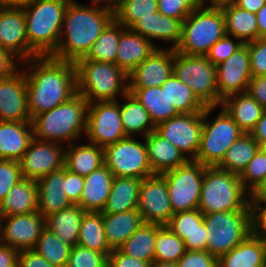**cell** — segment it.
Masks as SVG:
<instances>
[{
	"instance_id": "cell-31",
	"label": "cell",
	"mask_w": 266,
	"mask_h": 267,
	"mask_svg": "<svg viewBox=\"0 0 266 267\" xmlns=\"http://www.w3.org/2000/svg\"><path fill=\"white\" fill-rule=\"evenodd\" d=\"M220 106L232 117L239 129L246 134L253 130L266 110L247 92L225 97Z\"/></svg>"
},
{
	"instance_id": "cell-32",
	"label": "cell",
	"mask_w": 266,
	"mask_h": 267,
	"mask_svg": "<svg viewBox=\"0 0 266 267\" xmlns=\"http://www.w3.org/2000/svg\"><path fill=\"white\" fill-rule=\"evenodd\" d=\"M64 167L82 177L104 165V148L95 144H75L65 146Z\"/></svg>"
},
{
	"instance_id": "cell-59",
	"label": "cell",
	"mask_w": 266,
	"mask_h": 267,
	"mask_svg": "<svg viewBox=\"0 0 266 267\" xmlns=\"http://www.w3.org/2000/svg\"><path fill=\"white\" fill-rule=\"evenodd\" d=\"M17 267H56L51 265L41 255L37 254L33 249L21 250L18 255Z\"/></svg>"
},
{
	"instance_id": "cell-22",
	"label": "cell",
	"mask_w": 266,
	"mask_h": 267,
	"mask_svg": "<svg viewBox=\"0 0 266 267\" xmlns=\"http://www.w3.org/2000/svg\"><path fill=\"white\" fill-rule=\"evenodd\" d=\"M166 226L184 241L186 250L207 251L204 214L198 208L173 214Z\"/></svg>"
},
{
	"instance_id": "cell-46",
	"label": "cell",
	"mask_w": 266,
	"mask_h": 267,
	"mask_svg": "<svg viewBox=\"0 0 266 267\" xmlns=\"http://www.w3.org/2000/svg\"><path fill=\"white\" fill-rule=\"evenodd\" d=\"M158 11L157 0H118L114 19L125 28H131L138 20Z\"/></svg>"
},
{
	"instance_id": "cell-20",
	"label": "cell",
	"mask_w": 266,
	"mask_h": 267,
	"mask_svg": "<svg viewBox=\"0 0 266 267\" xmlns=\"http://www.w3.org/2000/svg\"><path fill=\"white\" fill-rule=\"evenodd\" d=\"M173 73V49L157 48L128 74V88L161 87Z\"/></svg>"
},
{
	"instance_id": "cell-14",
	"label": "cell",
	"mask_w": 266,
	"mask_h": 267,
	"mask_svg": "<svg viewBox=\"0 0 266 267\" xmlns=\"http://www.w3.org/2000/svg\"><path fill=\"white\" fill-rule=\"evenodd\" d=\"M203 129V112L178 114L160 122L155 131L172 143L187 160H195Z\"/></svg>"
},
{
	"instance_id": "cell-47",
	"label": "cell",
	"mask_w": 266,
	"mask_h": 267,
	"mask_svg": "<svg viewBox=\"0 0 266 267\" xmlns=\"http://www.w3.org/2000/svg\"><path fill=\"white\" fill-rule=\"evenodd\" d=\"M239 177L250 194L257 193L266 183V155L258 150Z\"/></svg>"
},
{
	"instance_id": "cell-37",
	"label": "cell",
	"mask_w": 266,
	"mask_h": 267,
	"mask_svg": "<svg viewBox=\"0 0 266 267\" xmlns=\"http://www.w3.org/2000/svg\"><path fill=\"white\" fill-rule=\"evenodd\" d=\"M125 100L120 103V114L123 129L127 136L134 137L140 133L143 138L155 130L146 108L130 92L122 96Z\"/></svg>"
},
{
	"instance_id": "cell-8",
	"label": "cell",
	"mask_w": 266,
	"mask_h": 267,
	"mask_svg": "<svg viewBox=\"0 0 266 267\" xmlns=\"http://www.w3.org/2000/svg\"><path fill=\"white\" fill-rule=\"evenodd\" d=\"M220 108L222 110L211 122L208 117L216 110V106H207L203 111V129L194 161L205 166H217L232 144L243 134L226 110Z\"/></svg>"
},
{
	"instance_id": "cell-52",
	"label": "cell",
	"mask_w": 266,
	"mask_h": 267,
	"mask_svg": "<svg viewBox=\"0 0 266 267\" xmlns=\"http://www.w3.org/2000/svg\"><path fill=\"white\" fill-rule=\"evenodd\" d=\"M233 38V40H232ZM234 37L225 35L223 38L219 39L210 49L206 57L216 66L219 63L228 59L232 54L239 49L243 43L236 39L234 42Z\"/></svg>"
},
{
	"instance_id": "cell-43",
	"label": "cell",
	"mask_w": 266,
	"mask_h": 267,
	"mask_svg": "<svg viewBox=\"0 0 266 267\" xmlns=\"http://www.w3.org/2000/svg\"><path fill=\"white\" fill-rule=\"evenodd\" d=\"M125 27L113 19L102 31L87 54L78 60H93L116 64L120 33Z\"/></svg>"
},
{
	"instance_id": "cell-26",
	"label": "cell",
	"mask_w": 266,
	"mask_h": 267,
	"mask_svg": "<svg viewBox=\"0 0 266 267\" xmlns=\"http://www.w3.org/2000/svg\"><path fill=\"white\" fill-rule=\"evenodd\" d=\"M33 139L31 122L0 121V159L19 161Z\"/></svg>"
},
{
	"instance_id": "cell-11",
	"label": "cell",
	"mask_w": 266,
	"mask_h": 267,
	"mask_svg": "<svg viewBox=\"0 0 266 267\" xmlns=\"http://www.w3.org/2000/svg\"><path fill=\"white\" fill-rule=\"evenodd\" d=\"M207 166L194 160L168 170L166 180L173 214L198 208L204 172Z\"/></svg>"
},
{
	"instance_id": "cell-38",
	"label": "cell",
	"mask_w": 266,
	"mask_h": 267,
	"mask_svg": "<svg viewBox=\"0 0 266 267\" xmlns=\"http://www.w3.org/2000/svg\"><path fill=\"white\" fill-rule=\"evenodd\" d=\"M128 92L146 108L155 126L178 115L173 105L168 102L164 89L159 86L128 88Z\"/></svg>"
},
{
	"instance_id": "cell-40",
	"label": "cell",
	"mask_w": 266,
	"mask_h": 267,
	"mask_svg": "<svg viewBox=\"0 0 266 267\" xmlns=\"http://www.w3.org/2000/svg\"><path fill=\"white\" fill-rule=\"evenodd\" d=\"M78 245L104 253L107 257L112 252L103 229V213L86 211L80 224Z\"/></svg>"
},
{
	"instance_id": "cell-7",
	"label": "cell",
	"mask_w": 266,
	"mask_h": 267,
	"mask_svg": "<svg viewBox=\"0 0 266 267\" xmlns=\"http://www.w3.org/2000/svg\"><path fill=\"white\" fill-rule=\"evenodd\" d=\"M225 35L222 9L200 4L184 19L181 40L175 51L206 56L211 47Z\"/></svg>"
},
{
	"instance_id": "cell-48",
	"label": "cell",
	"mask_w": 266,
	"mask_h": 267,
	"mask_svg": "<svg viewBox=\"0 0 266 267\" xmlns=\"http://www.w3.org/2000/svg\"><path fill=\"white\" fill-rule=\"evenodd\" d=\"M108 257L104 253L75 245L71 248L66 267H107Z\"/></svg>"
},
{
	"instance_id": "cell-9",
	"label": "cell",
	"mask_w": 266,
	"mask_h": 267,
	"mask_svg": "<svg viewBox=\"0 0 266 267\" xmlns=\"http://www.w3.org/2000/svg\"><path fill=\"white\" fill-rule=\"evenodd\" d=\"M207 251L217 259L252 234L251 210L204 214Z\"/></svg>"
},
{
	"instance_id": "cell-61",
	"label": "cell",
	"mask_w": 266,
	"mask_h": 267,
	"mask_svg": "<svg viewBox=\"0 0 266 267\" xmlns=\"http://www.w3.org/2000/svg\"><path fill=\"white\" fill-rule=\"evenodd\" d=\"M249 134L258 142V144L261 141H266V110Z\"/></svg>"
},
{
	"instance_id": "cell-45",
	"label": "cell",
	"mask_w": 266,
	"mask_h": 267,
	"mask_svg": "<svg viewBox=\"0 0 266 267\" xmlns=\"http://www.w3.org/2000/svg\"><path fill=\"white\" fill-rule=\"evenodd\" d=\"M184 241L166 225L156 224L154 261L177 262L186 252Z\"/></svg>"
},
{
	"instance_id": "cell-29",
	"label": "cell",
	"mask_w": 266,
	"mask_h": 267,
	"mask_svg": "<svg viewBox=\"0 0 266 267\" xmlns=\"http://www.w3.org/2000/svg\"><path fill=\"white\" fill-rule=\"evenodd\" d=\"M148 161L154 174L184 165L188 160L172 143L159 135L155 130L144 137Z\"/></svg>"
},
{
	"instance_id": "cell-65",
	"label": "cell",
	"mask_w": 266,
	"mask_h": 267,
	"mask_svg": "<svg viewBox=\"0 0 266 267\" xmlns=\"http://www.w3.org/2000/svg\"><path fill=\"white\" fill-rule=\"evenodd\" d=\"M236 1L237 0H200V4L210 8H222L228 5L235 4Z\"/></svg>"
},
{
	"instance_id": "cell-27",
	"label": "cell",
	"mask_w": 266,
	"mask_h": 267,
	"mask_svg": "<svg viewBox=\"0 0 266 267\" xmlns=\"http://www.w3.org/2000/svg\"><path fill=\"white\" fill-rule=\"evenodd\" d=\"M114 175L104 164L84 177L83 192L77 203L84 211L102 212L109 197Z\"/></svg>"
},
{
	"instance_id": "cell-12",
	"label": "cell",
	"mask_w": 266,
	"mask_h": 267,
	"mask_svg": "<svg viewBox=\"0 0 266 267\" xmlns=\"http://www.w3.org/2000/svg\"><path fill=\"white\" fill-rule=\"evenodd\" d=\"M104 164L114 177H134L143 180L153 175L145 141L128 136L104 147Z\"/></svg>"
},
{
	"instance_id": "cell-23",
	"label": "cell",
	"mask_w": 266,
	"mask_h": 267,
	"mask_svg": "<svg viewBox=\"0 0 266 267\" xmlns=\"http://www.w3.org/2000/svg\"><path fill=\"white\" fill-rule=\"evenodd\" d=\"M183 21L167 17L161 12L152 13L138 20L130 29L154 44L153 39L172 42L171 49H176L182 36Z\"/></svg>"
},
{
	"instance_id": "cell-58",
	"label": "cell",
	"mask_w": 266,
	"mask_h": 267,
	"mask_svg": "<svg viewBox=\"0 0 266 267\" xmlns=\"http://www.w3.org/2000/svg\"><path fill=\"white\" fill-rule=\"evenodd\" d=\"M246 92L266 109V75L251 78Z\"/></svg>"
},
{
	"instance_id": "cell-67",
	"label": "cell",
	"mask_w": 266,
	"mask_h": 267,
	"mask_svg": "<svg viewBox=\"0 0 266 267\" xmlns=\"http://www.w3.org/2000/svg\"><path fill=\"white\" fill-rule=\"evenodd\" d=\"M152 267H178L177 262L153 261Z\"/></svg>"
},
{
	"instance_id": "cell-35",
	"label": "cell",
	"mask_w": 266,
	"mask_h": 267,
	"mask_svg": "<svg viewBox=\"0 0 266 267\" xmlns=\"http://www.w3.org/2000/svg\"><path fill=\"white\" fill-rule=\"evenodd\" d=\"M142 180L134 177H114L111 191L102 213H119L138 208Z\"/></svg>"
},
{
	"instance_id": "cell-6",
	"label": "cell",
	"mask_w": 266,
	"mask_h": 267,
	"mask_svg": "<svg viewBox=\"0 0 266 267\" xmlns=\"http://www.w3.org/2000/svg\"><path fill=\"white\" fill-rule=\"evenodd\" d=\"M250 193L238 174L207 166L201 186L198 209L203 214L250 210Z\"/></svg>"
},
{
	"instance_id": "cell-36",
	"label": "cell",
	"mask_w": 266,
	"mask_h": 267,
	"mask_svg": "<svg viewBox=\"0 0 266 267\" xmlns=\"http://www.w3.org/2000/svg\"><path fill=\"white\" fill-rule=\"evenodd\" d=\"M226 35L239 39L243 44L259 38L256 14L235 4L222 7Z\"/></svg>"
},
{
	"instance_id": "cell-16",
	"label": "cell",
	"mask_w": 266,
	"mask_h": 267,
	"mask_svg": "<svg viewBox=\"0 0 266 267\" xmlns=\"http://www.w3.org/2000/svg\"><path fill=\"white\" fill-rule=\"evenodd\" d=\"M56 142L33 139L19 160L22 178L38 181L64 167L65 146Z\"/></svg>"
},
{
	"instance_id": "cell-64",
	"label": "cell",
	"mask_w": 266,
	"mask_h": 267,
	"mask_svg": "<svg viewBox=\"0 0 266 267\" xmlns=\"http://www.w3.org/2000/svg\"><path fill=\"white\" fill-rule=\"evenodd\" d=\"M34 0H0V7L4 8H25Z\"/></svg>"
},
{
	"instance_id": "cell-1",
	"label": "cell",
	"mask_w": 266,
	"mask_h": 267,
	"mask_svg": "<svg viewBox=\"0 0 266 267\" xmlns=\"http://www.w3.org/2000/svg\"><path fill=\"white\" fill-rule=\"evenodd\" d=\"M22 65L31 119L67 102L77 93L75 62L37 56Z\"/></svg>"
},
{
	"instance_id": "cell-56",
	"label": "cell",
	"mask_w": 266,
	"mask_h": 267,
	"mask_svg": "<svg viewBox=\"0 0 266 267\" xmlns=\"http://www.w3.org/2000/svg\"><path fill=\"white\" fill-rule=\"evenodd\" d=\"M107 267H152L151 262L141 261L114 249L108 255Z\"/></svg>"
},
{
	"instance_id": "cell-28",
	"label": "cell",
	"mask_w": 266,
	"mask_h": 267,
	"mask_svg": "<svg viewBox=\"0 0 266 267\" xmlns=\"http://www.w3.org/2000/svg\"><path fill=\"white\" fill-rule=\"evenodd\" d=\"M217 267H266V244L250 234L230 252L217 259Z\"/></svg>"
},
{
	"instance_id": "cell-15",
	"label": "cell",
	"mask_w": 266,
	"mask_h": 267,
	"mask_svg": "<svg viewBox=\"0 0 266 267\" xmlns=\"http://www.w3.org/2000/svg\"><path fill=\"white\" fill-rule=\"evenodd\" d=\"M138 212L144 223L166 225L173 215L166 180L153 174L142 180L139 188Z\"/></svg>"
},
{
	"instance_id": "cell-57",
	"label": "cell",
	"mask_w": 266,
	"mask_h": 267,
	"mask_svg": "<svg viewBox=\"0 0 266 267\" xmlns=\"http://www.w3.org/2000/svg\"><path fill=\"white\" fill-rule=\"evenodd\" d=\"M22 62L8 50L0 47V80L13 76Z\"/></svg>"
},
{
	"instance_id": "cell-51",
	"label": "cell",
	"mask_w": 266,
	"mask_h": 267,
	"mask_svg": "<svg viewBox=\"0 0 266 267\" xmlns=\"http://www.w3.org/2000/svg\"><path fill=\"white\" fill-rule=\"evenodd\" d=\"M246 44L250 55L252 78L266 75V40L264 38H258Z\"/></svg>"
},
{
	"instance_id": "cell-2",
	"label": "cell",
	"mask_w": 266,
	"mask_h": 267,
	"mask_svg": "<svg viewBox=\"0 0 266 267\" xmlns=\"http://www.w3.org/2000/svg\"><path fill=\"white\" fill-rule=\"evenodd\" d=\"M114 19V9L71 0L64 14L59 44L51 57L76 62L83 58Z\"/></svg>"
},
{
	"instance_id": "cell-18",
	"label": "cell",
	"mask_w": 266,
	"mask_h": 267,
	"mask_svg": "<svg viewBox=\"0 0 266 267\" xmlns=\"http://www.w3.org/2000/svg\"><path fill=\"white\" fill-rule=\"evenodd\" d=\"M252 75L247 44H243L228 59L216 65V84L219 96L246 92Z\"/></svg>"
},
{
	"instance_id": "cell-50",
	"label": "cell",
	"mask_w": 266,
	"mask_h": 267,
	"mask_svg": "<svg viewBox=\"0 0 266 267\" xmlns=\"http://www.w3.org/2000/svg\"><path fill=\"white\" fill-rule=\"evenodd\" d=\"M22 179L19 161L0 159V201Z\"/></svg>"
},
{
	"instance_id": "cell-53",
	"label": "cell",
	"mask_w": 266,
	"mask_h": 267,
	"mask_svg": "<svg viewBox=\"0 0 266 267\" xmlns=\"http://www.w3.org/2000/svg\"><path fill=\"white\" fill-rule=\"evenodd\" d=\"M265 204V205H263ZM252 234L266 237V201L256 193L250 195Z\"/></svg>"
},
{
	"instance_id": "cell-69",
	"label": "cell",
	"mask_w": 266,
	"mask_h": 267,
	"mask_svg": "<svg viewBox=\"0 0 266 267\" xmlns=\"http://www.w3.org/2000/svg\"><path fill=\"white\" fill-rule=\"evenodd\" d=\"M258 146L259 150L266 155V141H261Z\"/></svg>"
},
{
	"instance_id": "cell-42",
	"label": "cell",
	"mask_w": 266,
	"mask_h": 267,
	"mask_svg": "<svg viewBox=\"0 0 266 267\" xmlns=\"http://www.w3.org/2000/svg\"><path fill=\"white\" fill-rule=\"evenodd\" d=\"M156 223H144L118 248L122 253L141 261L153 262Z\"/></svg>"
},
{
	"instance_id": "cell-3",
	"label": "cell",
	"mask_w": 266,
	"mask_h": 267,
	"mask_svg": "<svg viewBox=\"0 0 266 267\" xmlns=\"http://www.w3.org/2000/svg\"><path fill=\"white\" fill-rule=\"evenodd\" d=\"M88 104L81 94L76 93L58 107L34 116L31 119L34 138L72 144L86 132Z\"/></svg>"
},
{
	"instance_id": "cell-25",
	"label": "cell",
	"mask_w": 266,
	"mask_h": 267,
	"mask_svg": "<svg viewBox=\"0 0 266 267\" xmlns=\"http://www.w3.org/2000/svg\"><path fill=\"white\" fill-rule=\"evenodd\" d=\"M157 48V45L142 35L124 28L120 33L116 64L128 75Z\"/></svg>"
},
{
	"instance_id": "cell-68",
	"label": "cell",
	"mask_w": 266,
	"mask_h": 267,
	"mask_svg": "<svg viewBox=\"0 0 266 267\" xmlns=\"http://www.w3.org/2000/svg\"><path fill=\"white\" fill-rule=\"evenodd\" d=\"M262 200L266 201V183L256 193Z\"/></svg>"
},
{
	"instance_id": "cell-66",
	"label": "cell",
	"mask_w": 266,
	"mask_h": 267,
	"mask_svg": "<svg viewBox=\"0 0 266 267\" xmlns=\"http://www.w3.org/2000/svg\"><path fill=\"white\" fill-rule=\"evenodd\" d=\"M117 1L118 0H91V5L93 4L94 6L99 7V5L104 2L102 7L114 9L117 5Z\"/></svg>"
},
{
	"instance_id": "cell-41",
	"label": "cell",
	"mask_w": 266,
	"mask_h": 267,
	"mask_svg": "<svg viewBox=\"0 0 266 267\" xmlns=\"http://www.w3.org/2000/svg\"><path fill=\"white\" fill-rule=\"evenodd\" d=\"M259 150L258 142L243 133L228 149L218 168L240 175Z\"/></svg>"
},
{
	"instance_id": "cell-5",
	"label": "cell",
	"mask_w": 266,
	"mask_h": 267,
	"mask_svg": "<svg viewBox=\"0 0 266 267\" xmlns=\"http://www.w3.org/2000/svg\"><path fill=\"white\" fill-rule=\"evenodd\" d=\"M75 65L77 93L89 104L117 101L128 92V75L117 64L77 60Z\"/></svg>"
},
{
	"instance_id": "cell-24",
	"label": "cell",
	"mask_w": 266,
	"mask_h": 267,
	"mask_svg": "<svg viewBox=\"0 0 266 267\" xmlns=\"http://www.w3.org/2000/svg\"><path fill=\"white\" fill-rule=\"evenodd\" d=\"M38 212L44 217L72 205L65 193V167L37 181Z\"/></svg>"
},
{
	"instance_id": "cell-44",
	"label": "cell",
	"mask_w": 266,
	"mask_h": 267,
	"mask_svg": "<svg viewBox=\"0 0 266 267\" xmlns=\"http://www.w3.org/2000/svg\"><path fill=\"white\" fill-rule=\"evenodd\" d=\"M71 246L64 243L48 228H44L33 250L56 267H66Z\"/></svg>"
},
{
	"instance_id": "cell-21",
	"label": "cell",
	"mask_w": 266,
	"mask_h": 267,
	"mask_svg": "<svg viewBox=\"0 0 266 267\" xmlns=\"http://www.w3.org/2000/svg\"><path fill=\"white\" fill-rule=\"evenodd\" d=\"M0 121L31 122L23 69L0 80Z\"/></svg>"
},
{
	"instance_id": "cell-49",
	"label": "cell",
	"mask_w": 266,
	"mask_h": 267,
	"mask_svg": "<svg viewBox=\"0 0 266 267\" xmlns=\"http://www.w3.org/2000/svg\"><path fill=\"white\" fill-rule=\"evenodd\" d=\"M157 2L159 12L182 21L200 5V0H157Z\"/></svg>"
},
{
	"instance_id": "cell-62",
	"label": "cell",
	"mask_w": 266,
	"mask_h": 267,
	"mask_svg": "<svg viewBox=\"0 0 266 267\" xmlns=\"http://www.w3.org/2000/svg\"><path fill=\"white\" fill-rule=\"evenodd\" d=\"M265 3V0H237L235 5L256 14Z\"/></svg>"
},
{
	"instance_id": "cell-63",
	"label": "cell",
	"mask_w": 266,
	"mask_h": 267,
	"mask_svg": "<svg viewBox=\"0 0 266 267\" xmlns=\"http://www.w3.org/2000/svg\"><path fill=\"white\" fill-rule=\"evenodd\" d=\"M259 38H264L266 35V3L256 13Z\"/></svg>"
},
{
	"instance_id": "cell-60",
	"label": "cell",
	"mask_w": 266,
	"mask_h": 267,
	"mask_svg": "<svg viewBox=\"0 0 266 267\" xmlns=\"http://www.w3.org/2000/svg\"><path fill=\"white\" fill-rule=\"evenodd\" d=\"M19 250L0 243V267H17Z\"/></svg>"
},
{
	"instance_id": "cell-39",
	"label": "cell",
	"mask_w": 266,
	"mask_h": 267,
	"mask_svg": "<svg viewBox=\"0 0 266 267\" xmlns=\"http://www.w3.org/2000/svg\"><path fill=\"white\" fill-rule=\"evenodd\" d=\"M168 102L173 105L178 114L203 112L207 106L196 94L173 73L162 84Z\"/></svg>"
},
{
	"instance_id": "cell-34",
	"label": "cell",
	"mask_w": 266,
	"mask_h": 267,
	"mask_svg": "<svg viewBox=\"0 0 266 267\" xmlns=\"http://www.w3.org/2000/svg\"><path fill=\"white\" fill-rule=\"evenodd\" d=\"M86 211L78 204L45 217V227L56 234L64 243L74 247L78 244L80 224Z\"/></svg>"
},
{
	"instance_id": "cell-13",
	"label": "cell",
	"mask_w": 266,
	"mask_h": 267,
	"mask_svg": "<svg viewBox=\"0 0 266 267\" xmlns=\"http://www.w3.org/2000/svg\"><path fill=\"white\" fill-rule=\"evenodd\" d=\"M85 134L89 143L103 148L128 137L122 126L120 102L88 104Z\"/></svg>"
},
{
	"instance_id": "cell-10",
	"label": "cell",
	"mask_w": 266,
	"mask_h": 267,
	"mask_svg": "<svg viewBox=\"0 0 266 267\" xmlns=\"http://www.w3.org/2000/svg\"><path fill=\"white\" fill-rule=\"evenodd\" d=\"M173 74L206 106L219 107L222 98L216 84V66L206 57L186 55L173 49Z\"/></svg>"
},
{
	"instance_id": "cell-54",
	"label": "cell",
	"mask_w": 266,
	"mask_h": 267,
	"mask_svg": "<svg viewBox=\"0 0 266 267\" xmlns=\"http://www.w3.org/2000/svg\"><path fill=\"white\" fill-rule=\"evenodd\" d=\"M178 267H217V258L208 251L187 250L177 261Z\"/></svg>"
},
{
	"instance_id": "cell-17",
	"label": "cell",
	"mask_w": 266,
	"mask_h": 267,
	"mask_svg": "<svg viewBox=\"0 0 266 267\" xmlns=\"http://www.w3.org/2000/svg\"><path fill=\"white\" fill-rule=\"evenodd\" d=\"M44 228L45 217L38 211L1 217L0 243L19 251L33 249Z\"/></svg>"
},
{
	"instance_id": "cell-33",
	"label": "cell",
	"mask_w": 266,
	"mask_h": 267,
	"mask_svg": "<svg viewBox=\"0 0 266 267\" xmlns=\"http://www.w3.org/2000/svg\"><path fill=\"white\" fill-rule=\"evenodd\" d=\"M142 224L137 209L114 214L103 213V229L112 250L118 249Z\"/></svg>"
},
{
	"instance_id": "cell-30",
	"label": "cell",
	"mask_w": 266,
	"mask_h": 267,
	"mask_svg": "<svg viewBox=\"0 0 266 267\" xmlns=\"http://www.w3.org/2000/svg\"><path fill=\"white\" fill-rule=\"evenodd\" d=\"M38 211L37 182L22 178L18 181L7 196L0 201V216L29 214Z\"/></svg>"
},
{
	"instance_id": "cell-4",
	"label": "cell",
	"mask_w": 266,
	"mask_h": 267,
	"mask_svg": "<svg viewBox=\"0 0 266 267\" xmlns=\"http://www.w3.org/2000/svg\"><path fill=\"white\" fill-rule=\"evenodd\" d=\"M70 1L34 0L23 8L28 45L38 56H51L56 51Z\"/></svg>"
},
{
	"instance_id": "cell-55",
	"label": "cell",
	"mask_w": 266,
	"mask_h": 267,
	"mask_svg": "<svg viewBox=\"0 0 266 267\" xmlns=\"http://www.w3.org/2000/svg\"><path fill=\"white\" fill-rule=\"evenodd\" d=\"M84 186V177L65 168V193L72 204L80 201Z\"/></svg>"
},
{
	"instance_id": "cell-19",
	"label": "cell",
	"mask_w": 266,
	"mask_h": 267,
	"mask_svg": "<svg viewBox=\"0 0 266 267\" xmlns=\"http://www.w3.org/2000/svg\"><path fill=\"white\" fill-rule=\"evenodd\" d=\"M0 47L22 63L38 56L28 45L23 8L0 7Z\"/></svg>"
}]
</instances>
